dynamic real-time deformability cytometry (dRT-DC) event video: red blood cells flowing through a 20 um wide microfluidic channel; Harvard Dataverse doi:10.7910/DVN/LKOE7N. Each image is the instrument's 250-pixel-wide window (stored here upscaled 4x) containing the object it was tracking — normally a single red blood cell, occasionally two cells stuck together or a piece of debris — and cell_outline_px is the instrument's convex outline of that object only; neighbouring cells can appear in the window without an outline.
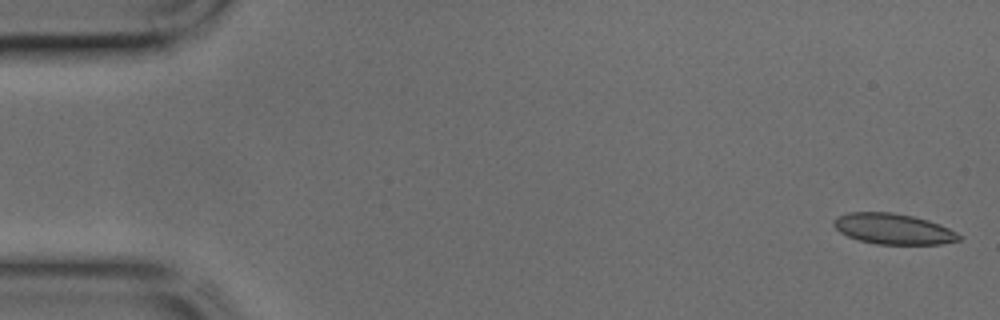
{"species": "common noctule bat (a hibernating species)", "species_latin": "Nyctalus noctula", "temperature_condition": "cold", "stored_images_in_passage": 11, "camera_frame_rate_fps": 3000, "um_per_image_px": 0.085, "animal": {"sex": "male", "body_mass_g": 17.9, "forearm_length_mm": 54.2}, "frame": {"image": 1, "passage_image": 1, "time_ms": 0.0, "image_size_px": [1000, 320], "cell_outline_px": [[964, 236], [960, 240], [940, 244], [876, 244], [860, 240], [848, 236], [840, 232], [832, 224], [832, 220], [836, 216], [848, 212], [892, 212], [912, 216], [928, 220], [940, 224]], "centroid_in_image_um": [75.92, 19.45], "position_along_channel_um": 9.1, "area_um2": 22.48}}
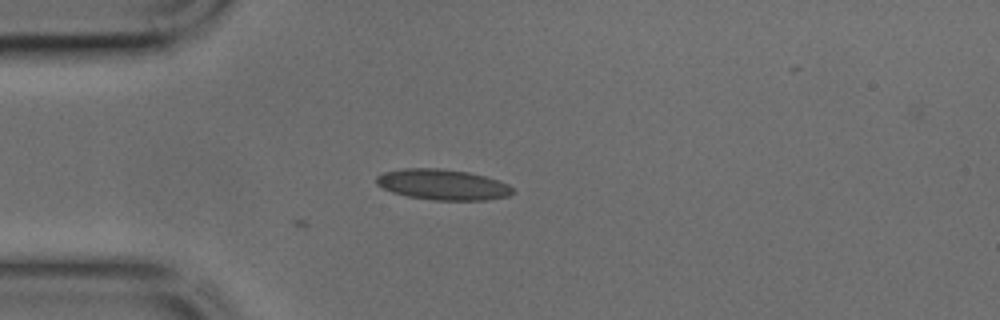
{"frame": {"image": 2, "passage_image": 11, "time_ms": 3.333, "image_size_px": [1000, 320], "cell_outline_px": [[516, 192], [508, 196], [484, 200], [436, 200], [408, 196], [392, 192], [376, 184], [376, 176], [384, 172], [404, 168], [440, 168], [468, 172], [484, 176], [508, 184]], "centroid_in_image_um": [37.62, 15.68], "position_along_channel_um": 47.4, "area_um2": 24.22}}